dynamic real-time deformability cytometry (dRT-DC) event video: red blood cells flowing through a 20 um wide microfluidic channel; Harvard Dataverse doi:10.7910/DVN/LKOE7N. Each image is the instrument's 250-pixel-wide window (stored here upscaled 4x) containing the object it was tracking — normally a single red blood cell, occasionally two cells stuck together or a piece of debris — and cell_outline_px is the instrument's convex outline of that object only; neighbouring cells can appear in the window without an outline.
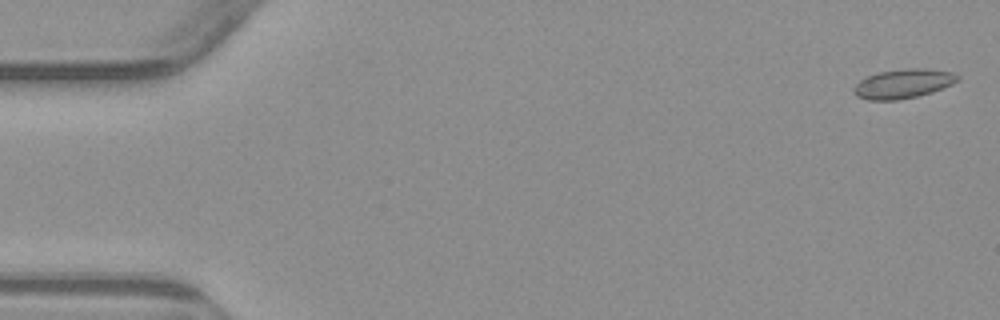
{"species": "common noctule bat (a hibernating species)", "species_latin": "Nyctalus noctula", "temperature_condition": "warm", "stored_images_in_passage": 6, "camera_frame_rate_fps": 3000, "um_per_image_px": 0.085, "animal": {"sex": "male", "body_mass_g": 23.1, "forearm_length_mm": 52.7}, "frame": {"image": 1, "passage_image": 1, "time_ms": 0.0, "image_size_px": [1000, 320], "cell_outline_px": [[960, 80], [952, 84], [932, 92], [916, 96], [896, 100], [868, 100], [856, 96], [852, 92], [852, 88], [860, 80], [868, 76], [880, 72], [908, 68], [924, 68], [952, 72], [960, 76]], "centroid_in_image_um": [76.76, 7.11], "position_along_channel_um": 8.2, "area_um2": 17.69}}
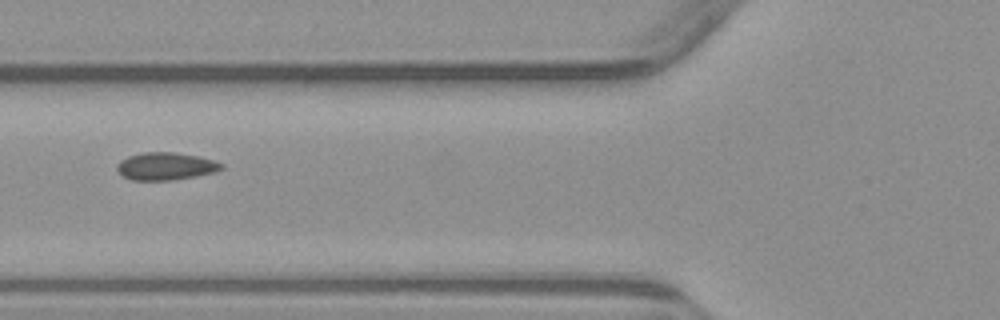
{"frame": {"image": 2, "passage_image": 5, "time_ms": 6.333, "image_size_px": [1000, 320], "cell_outline_px": [[224, 168], [216, 172], [196, 176], [172, 180], [132, 180], [124, 176], [116, 168], [116, 164], [120, 160], [128, 156], [144, 152], [172, 152], [200, 156], [216, 160], [224, 164]], "centroid_in_image_um": [14.13, 14.12], "position_along_channel_um": 111.7, "area_um2": 16.94}}
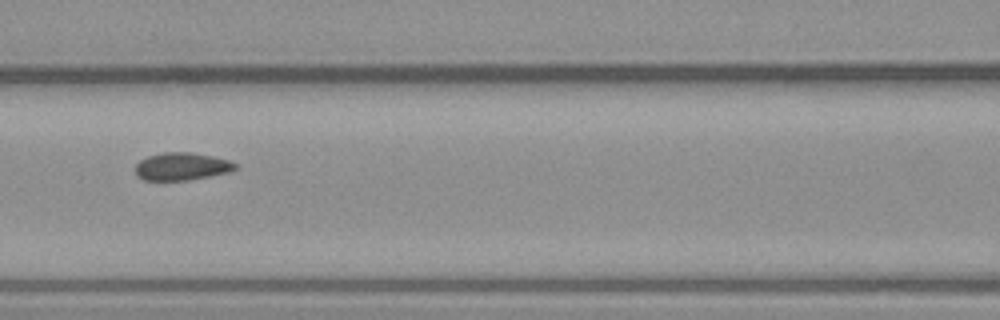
{"frame": {"image": 3, "passage_image": 6, "time_ms": 7.333, "image_size_px": [1000, 320], "cell_outline_px": [[240, 168], [228, 172], [188, 180], [144, 180], [136, 176], [136, 164], [140, 160], [148, 156], [164, 152], [192, 152], [212, 156], [228, 160], [240, 164]], "centroid_in_image_um": [15.48, 14.14], "position_along_channel_um": 151.1, "area_um2": 16.18}}